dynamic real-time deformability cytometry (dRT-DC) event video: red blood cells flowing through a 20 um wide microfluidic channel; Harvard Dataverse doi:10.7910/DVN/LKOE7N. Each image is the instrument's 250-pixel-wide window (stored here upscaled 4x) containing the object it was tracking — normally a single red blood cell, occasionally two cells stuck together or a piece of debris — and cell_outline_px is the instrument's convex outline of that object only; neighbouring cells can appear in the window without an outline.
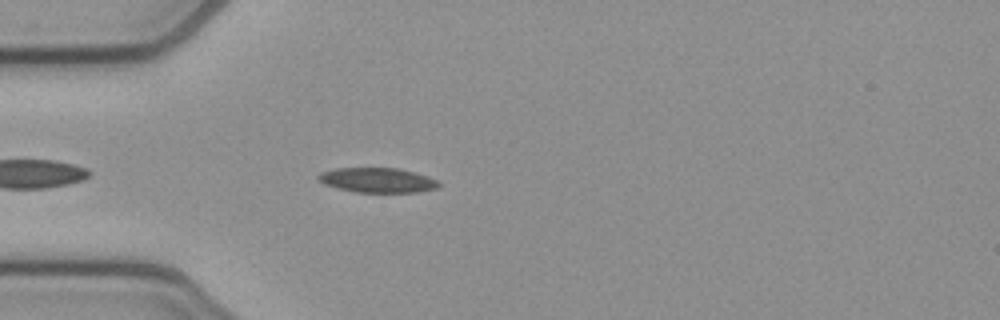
{"species": "common noctule bat (a hibernating species)", "species_latin": "Nyctalus noctula", "temperature_condition": "cold", "stored_images_in_passage": 43, "camera_frame_rate_fps": 3000, "um_per_image_px": 0.085, "animal": {"sex": "female", "body_mass_g": 21.9}, "frame": {"image": 1, "passage_image": 5, "time_ms": 1.333, "image_size_px": [1000, 320], "cell_outline_px": [[440, 188], [416, 192], [356, 192], [324, 184], [316, 180], [316, 176], [320, 172], [336, 168], [400, 168], [416, 172], [428, 176], [436, 180], [440, 184]], "centroid_in_image_um": [32.09, 15.3], "position_along_channel_um": 52.9, "area_um2": 17.51}}
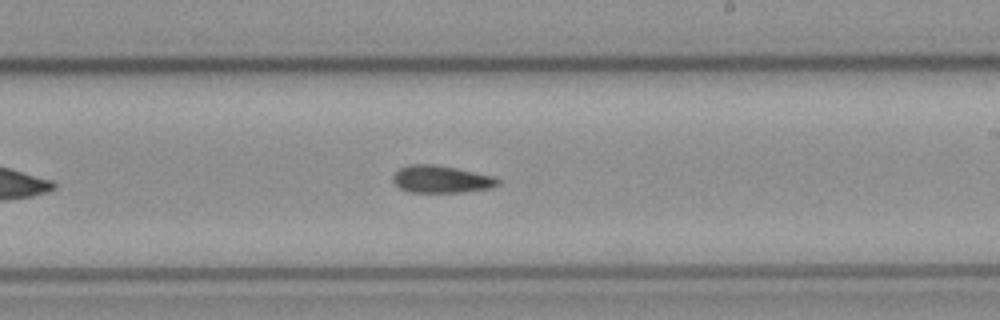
{"frame": {"image": 2, "passage_image": 21, "time_ms": 6.667, "image_size_px": [1000, 320], "cell_outline_px": [[500, 184], [492, 188], [464, 192], [408, 192], [400, 188], [392, 180], [392, 176], [400, 168], [408, 164], [436, 164], [496, 176], [500, 180]], "centroid_in_image_um": [37.54, 15.23], "position_along_channel_um": 251.5, "area_um2": 16.94}}
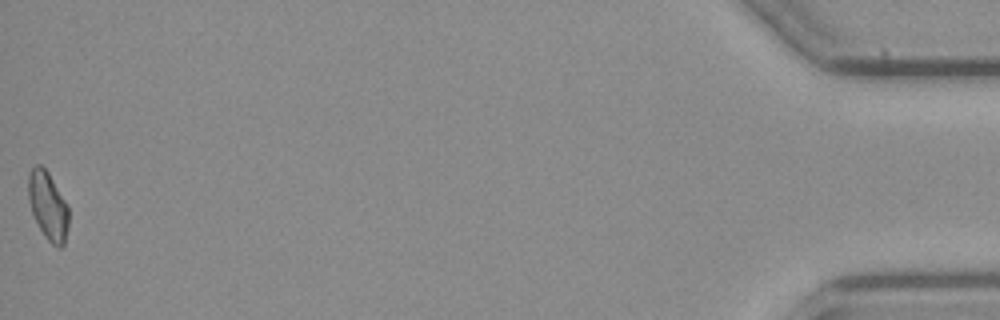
{"frame": {"image": 3, "passage_image": 43, "time_ms": 14.0, "image_size_px": [1000, 320], "cell_outline_px": [[68, 228], [64, 244], [60, 248], [56, 248], [44, 236], [32, 212], [28, 200], [28, 176], [32, 168], [36, 164], [40, 164], [48, 172], [68, 204]], "centroid_in_image_um": [4.08, 17.5], "position_along_channel_um": 431.1, "area_um2": 16.07}, "authors_computed_cell_mechanics": {"area_um2": 16.762, "velocity_mm_per_s": 3.856, "shape_relaxation_time_tau1_ms": null, "shape_relaxation_time_tau2_ms": 5.2234, "deformation_change_tau1": null, "deformation_change_tau2": 0.1099}}